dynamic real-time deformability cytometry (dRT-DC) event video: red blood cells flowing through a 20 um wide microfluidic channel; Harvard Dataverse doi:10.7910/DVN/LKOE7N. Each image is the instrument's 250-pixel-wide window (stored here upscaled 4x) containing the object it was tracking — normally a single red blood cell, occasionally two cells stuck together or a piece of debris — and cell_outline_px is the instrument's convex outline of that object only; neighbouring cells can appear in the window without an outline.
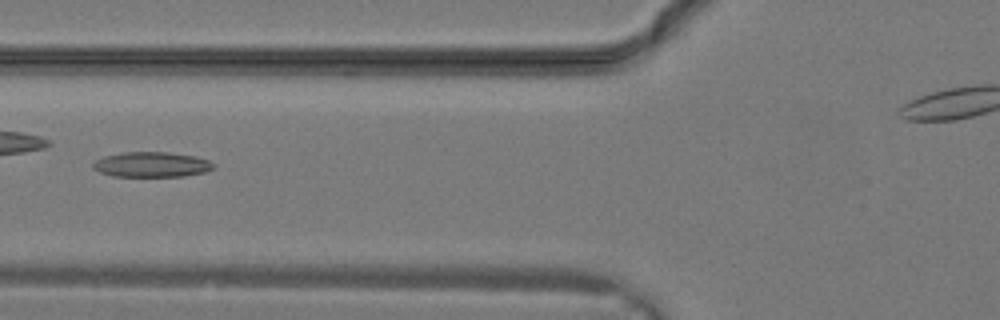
{"species": "common noctule bat (a hibernating species)", "species_latin": "Nyctalus noctula", "temperature_condition": "warm", "stored_images_in_passage": 7, "camera_frame_rate_fps": 3000, "um_per_image_px": 0.085, "animal": {"sex": "male", "body_mass_g": 19.2, "forearm_length_mm": 51.8}, "frame": {"image": 1, "passage_image": 4, "time_ms": 1.0, "image_size_px": [1000, 320], "cell_outline_px": [[216, 164], [212, 168], [204, 172], [184, 176], [112, 176], [100, 172], [92, 168], [92, 164], [96, 160], [104, 156], [124, 152], [168, 152], [196, 156], [208, 160]], "centroid_in_image_um": [12.88, 13.98], "position_along_channel_um": 112.9, "area_um2": 17.63}}
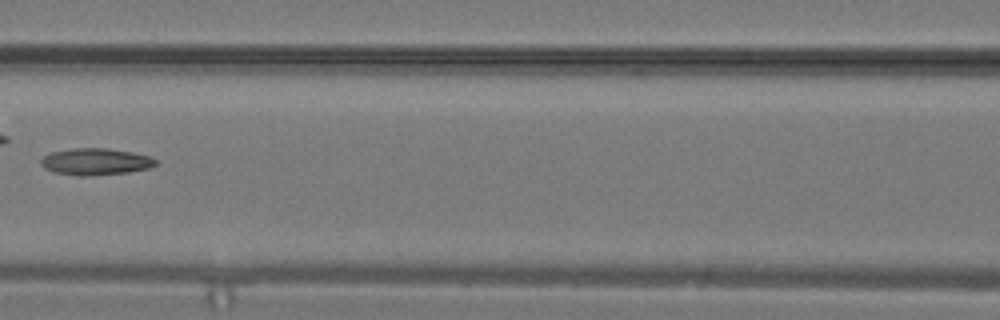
{"frame": {"image": 2, "passage_image": 6, "time_ms": 1.667, "image_size_px": [1000, 320], "cell_outline_px": [[156, 164], [148, 168], [128, 172], [88, 176], [80, 176], [56, 172], [44, 168], [40, 164], [40, 160], [44, 156], [52, 152], [72, 148], [108, 148], [132, 152], [152, 156], [156, 160]], "centroid_in_image_um": [8.13, 13.73], "position_along_channel_um": 158.5, "area_um2": 17.86}}